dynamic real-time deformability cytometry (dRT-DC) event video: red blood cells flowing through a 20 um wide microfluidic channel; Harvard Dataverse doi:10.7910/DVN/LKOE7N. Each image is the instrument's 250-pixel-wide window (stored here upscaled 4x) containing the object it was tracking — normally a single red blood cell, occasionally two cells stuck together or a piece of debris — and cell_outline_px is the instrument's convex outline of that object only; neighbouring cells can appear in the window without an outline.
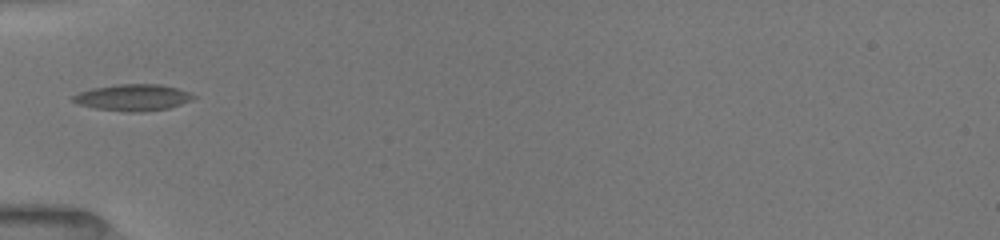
{"species": "common noctule bat (a hibernating species)", "species_latin": "Nyctalus noctula", "temperature_condition": "room temperature", "stored_images_in_passage": 3, "camera_frame_rate_fps": 3000, "um_per_image_px": 0.085, "animal": {"sex": "female", "body_mass_g": 19.5, "forearm_length_mm": 54.1}, "frame": {"image": 1, "passage_image": 1, "time_ms": 0.0, "image_size_px": [1000, 240], "cell_outline_px": [[196, 96], [192, 100], [168, 108], [136, 112], [128, 112], [96, 108], [80, 104], [72, 100], [72, 96], [80, 92], [92, 88], [116, 84], [160, 84], [176, 88], [188, 92]], "centroid_in_image_um": [11.3, 8.28], "position_along_channel_um": 73.7, "area_um2": 18.32}}